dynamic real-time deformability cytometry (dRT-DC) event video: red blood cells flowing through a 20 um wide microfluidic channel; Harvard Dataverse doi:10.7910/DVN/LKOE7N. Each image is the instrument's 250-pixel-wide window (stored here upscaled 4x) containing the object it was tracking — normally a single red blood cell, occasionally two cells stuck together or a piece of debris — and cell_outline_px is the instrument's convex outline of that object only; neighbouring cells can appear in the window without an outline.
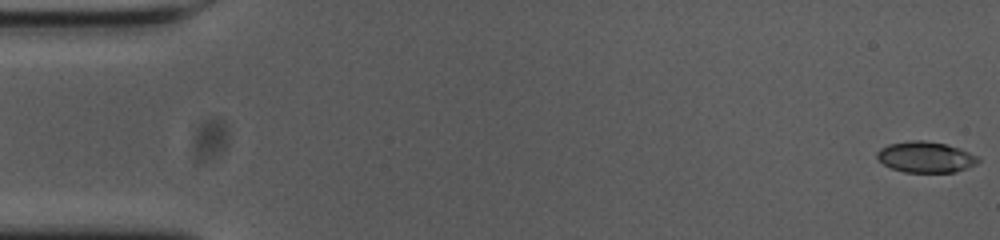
{"species": "common noctule bat (a hibernating species)", "species_latin": "Nyctalus noctula", "temperature_condition": "cold", "stored_images_in_passage": 50, "camera_frame_rate_fps": 3000, "um_per_image_px": 0.085, "animal": {"sex": "female", "body_mass_g": 23.0, "forearm_length_mm": 53.4}, "frame": {"image": 1, "passage_image": 1, "time_ms": 0.0, "image_size_px": [1000, 240], "cell_outline_px": [[980, 160], [976, 164], [956, 172], [904, 172], [892, 168], [884, 164], [876, 156], [876, 152], [880, 148], [888, 144], [912, 140], [924, 140], [944, 144], [960, 148], [976, 156]], "centroid_in_image_um": [78.66, 13.35], "position_along_channel_um": 6.3, "area_um2": 18.09}}
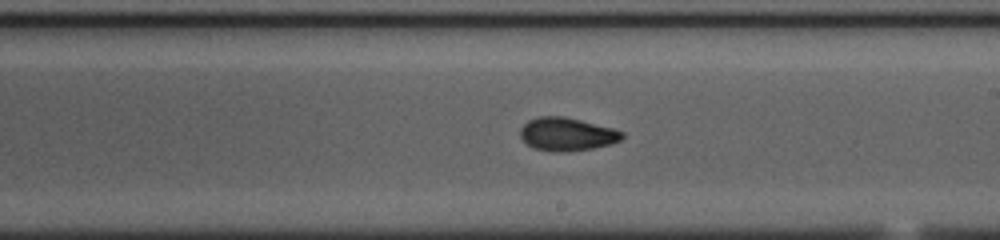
{"frame": {"image": 2, "passage_image": 32, "time_ms": 10.333, "image_size_px": [1000, 240], "cell_outline_px": [[624, 136], [620, 140], [608, 144], [592, 148], [568, 152], [560, 152], [536, 148], [528, 144], [520, 136], [520, 128], [528, 120], [540, 116], [564, 116], [612, 128], [624, 132]], "centroid_in_image_um": [48.18, 11.39], "position_along_channel_um": 240.8, "area_um2": 19.42}}
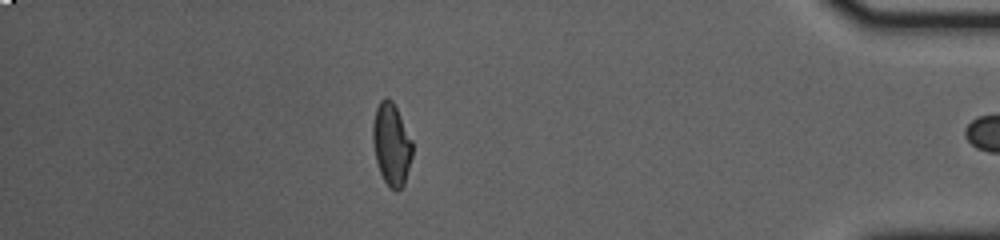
{"frame": {"image": 3, "passage_image": 49, "time_ms": 16.0, "image_size_px": [1000, 240], "cell_outline_px": [[412, 156], [404, 184], [396, 192], [384, 180], [380, 172], [376, 160], [372, 140], [372, 124], [376, 108], [380, 100], [384, 96], [392, 100], [412, 140]], "centroid_in_image_um": [33.26, 12.24], "position_along_channel_um": 401.9, "area_um2": 18.84}, "authors_computed_cell_mechanics": {"area_um2": 19.0162, "velocity_mm_per_s": 3.6521, "shape_relaxation_time_tau1_ms": null, "shape_relaxation_time_tau2_ms": 2.9148, "deformation_change_tau1": null, "deformation_change_tau2": 0.0858}}